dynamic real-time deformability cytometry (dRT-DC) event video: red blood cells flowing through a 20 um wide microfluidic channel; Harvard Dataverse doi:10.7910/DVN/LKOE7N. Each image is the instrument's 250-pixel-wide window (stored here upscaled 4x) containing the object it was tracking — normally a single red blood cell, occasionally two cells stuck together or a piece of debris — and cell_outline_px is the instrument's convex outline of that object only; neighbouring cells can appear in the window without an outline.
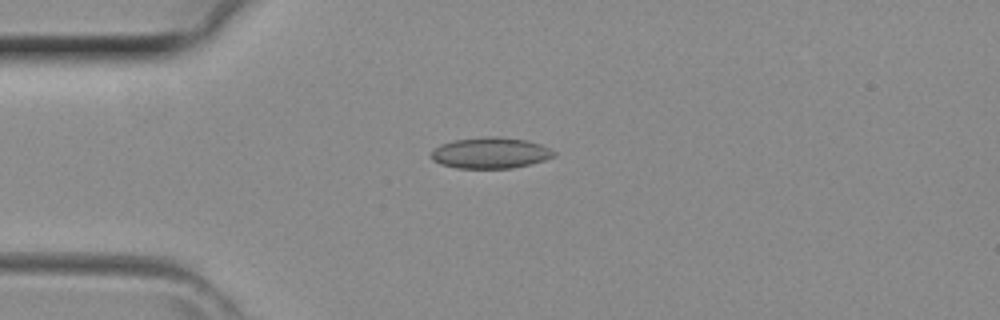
{"species": "common noctule bat (a hibernating species)", "species_latin": "Nyctalus noctula", "temperature_condition": "room temperature", "stored_images_in_passage": 40, "camera_frame_rate_fps": 3000, "um_per_image_px": 0.085, "animal": {"sex": "female", "body_mass_g": 29.2, "forearm_length_mm": 56.3}, "frame": {"image": 1, "passage_image": 9, "time_ms": 2.667, "image_size_px": [1000, 320], "cell_outline_px": [[556, 156], [544, 160], [512, 168], [456, 168], [440, 164], [432, 160], [432, 148], [440, 144], [456, 140], [488, 136], [496, 136], [528, 140], [540, 144], [556, 152]], "centroid_in_image_um": [41.67, 12.99], "position_along_channel_um": 43.3, "area_um2": 22.2}}
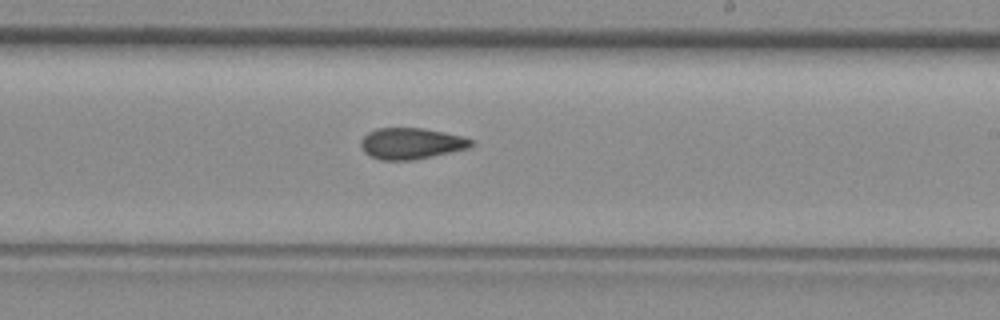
{"frame": {"image": 2, "passage_image": 23, "time_ms": 7.333, "image_size_px": [1000, 320], "cell_outline_px": [[476, 144], [472, 148], [412, 160], [380, 160], [364, 152], [360, 144], [364, 136], [368, 132], [376, 128], [420, 128], [444, 132], [464, 136], [476, 140]], "centroid_in_image_um": [35.03, 12.19], "position_along_channel_um": 254.0, "area_um2": 20.29}}
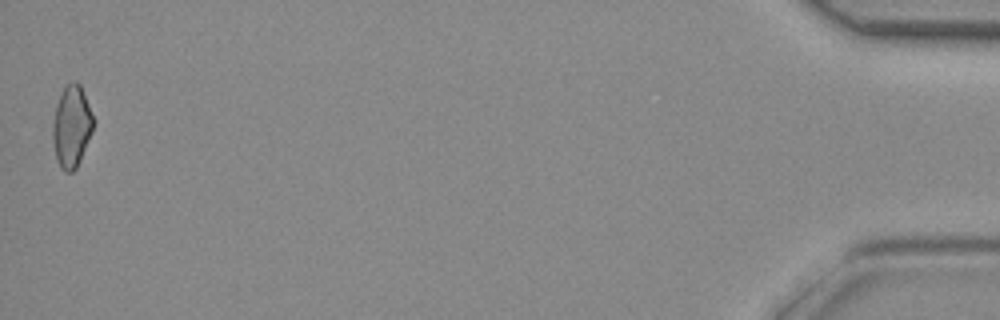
{"frame": {"image": 3, "passage_image": 40, "time_ms": 13.0, "image_size_px": [1000, 320], "cell_outline_px": [[96, 120], [92, 132], [80, 160], [76, 168], [72, 172], [64, 172], [60, 168], [56, 156], [52, 140], [52, 124], [56, 104], [64, 88], [72, 80], [76, 80], [80, 84]], "centroid_in_image_um": [6.1, 10.74], "position_along_channel_um": 429.1, "area_um2": 19.59}}